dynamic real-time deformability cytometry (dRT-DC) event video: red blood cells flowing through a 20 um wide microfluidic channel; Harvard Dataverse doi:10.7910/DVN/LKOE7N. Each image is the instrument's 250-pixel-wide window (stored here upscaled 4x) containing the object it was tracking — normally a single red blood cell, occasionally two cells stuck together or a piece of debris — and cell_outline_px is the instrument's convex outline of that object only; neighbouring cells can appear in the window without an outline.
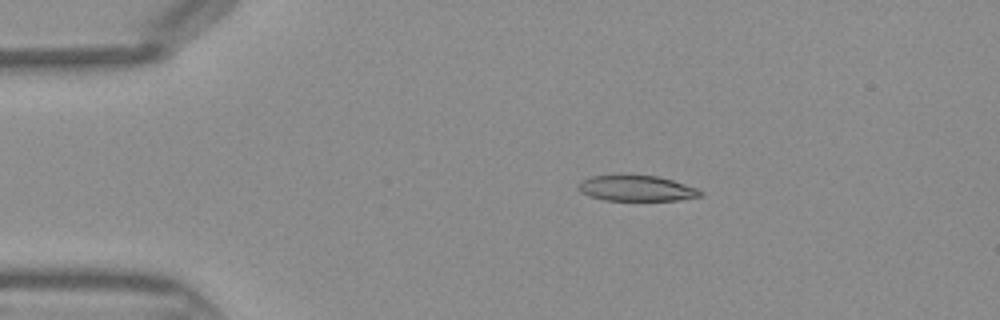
{"species": "Egyptian fruit bat (a non-hibernating species)", "species_latin": "Rousettus aegyptiacus", "temperature_condition": "warm", "stored_images_in_passage": 37, "camera_frame_rate_fps": 3000, "um_per_image_px": 0.085, "frame": {"image": 1, "passage_image": 1, "time_ms": 0.0, "image_size_px": [1000, 320], "cell_outline_px": [[704, 196], [680, 200], [604, 200], [588, 196], [580, 192], [576, 188], [576, 184], [580, 180], [592, 176], [628, 172], [656, 176], [672, 180], [696, 188], [704, 192]], "centroid_in_image_um": [54.03, 15.97], "position_along_channel_um": 31.0, "area_um2": 19.13}}
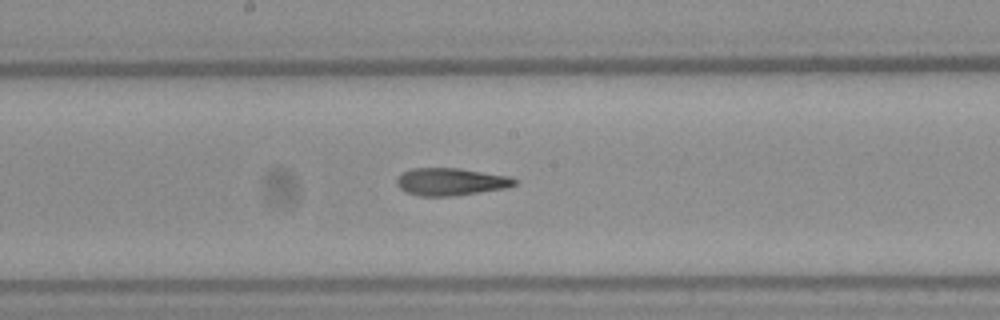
{"frame": {"image": 2, "passage_image": 16, "time_ms": 5.0, "image_size_px": [1000, 320], "cell_outline_px": [[520, 180], [516, 184], [508, 188], [452, 196], [420, 196], [408, 192], [400, 188], [396, 184], [396, 180], [404, 172], [412, 168], [460, 168], [508, 176]], "centroid_in_image_um": [38.37, 15.45], "position_along_channel_um": 209.8, "area_um2": 18.84}}
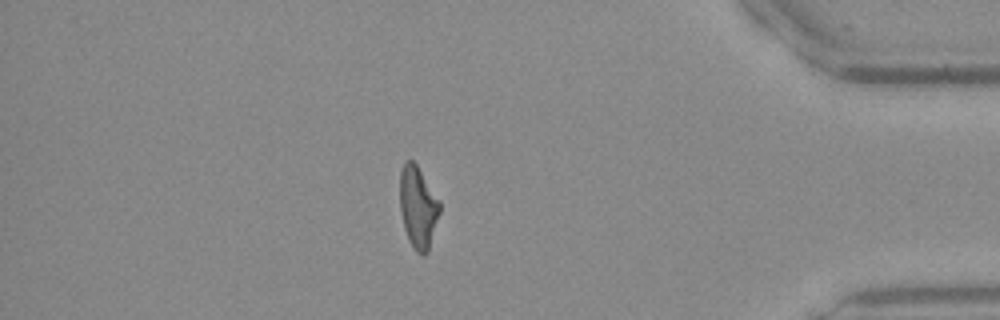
{"frame": {"image": 3, "passage_image": 31, "time_ms": 10.0, "image_size_px": [1000, 320], "cell_outline_px": [[440, 212], [428, 252], [424, 256], [420, 256], [416, 252], [408, 240], [404, 228], [400, 212], [400, 172], [404, 160], [412, 160], [416, 164], [440, 200]], "centroid_in_image_um": [35.53, 17.63], "position_along_channel_um": 399.7, "area_um2": 19.25}}